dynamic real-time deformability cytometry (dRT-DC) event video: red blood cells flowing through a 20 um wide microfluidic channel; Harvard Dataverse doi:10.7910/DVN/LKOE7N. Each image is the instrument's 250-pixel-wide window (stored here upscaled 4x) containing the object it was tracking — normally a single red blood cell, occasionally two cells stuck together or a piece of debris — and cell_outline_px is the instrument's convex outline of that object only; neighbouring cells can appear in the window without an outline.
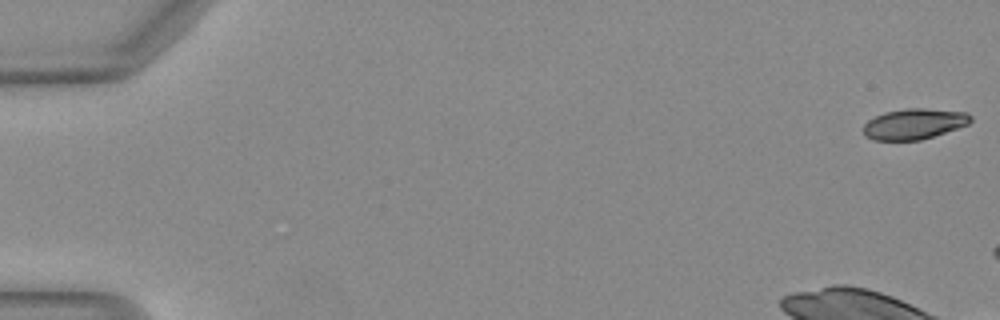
{"species": "Egyptian fruit bat (a non-hibernating species)", "species_latin": "Rousettus aegyptiacus", "temperature_condition": "warm", "stored_images_in_passage": 13, "camera_frame_rate_fps": 3000, "um_per_image_px": 0.085, "animal": {"sex": "female"}, "frame": {"image": 1, "passage_image": 1, "time_ms": 0.0, "image_size_px": [1000, 320], "cell_outline_px": [[972, 120], [968, 124], [920, 140], [872, 140], [864, 136], [864, 124], [868, 120], [884, 112], [908, 108], [924, 108], [968, 112], [972, 116]], "centroid_in_image_um": [77.69, 10.52], "position_along_channel_um": 7.3, "area_um2": 19.07}}